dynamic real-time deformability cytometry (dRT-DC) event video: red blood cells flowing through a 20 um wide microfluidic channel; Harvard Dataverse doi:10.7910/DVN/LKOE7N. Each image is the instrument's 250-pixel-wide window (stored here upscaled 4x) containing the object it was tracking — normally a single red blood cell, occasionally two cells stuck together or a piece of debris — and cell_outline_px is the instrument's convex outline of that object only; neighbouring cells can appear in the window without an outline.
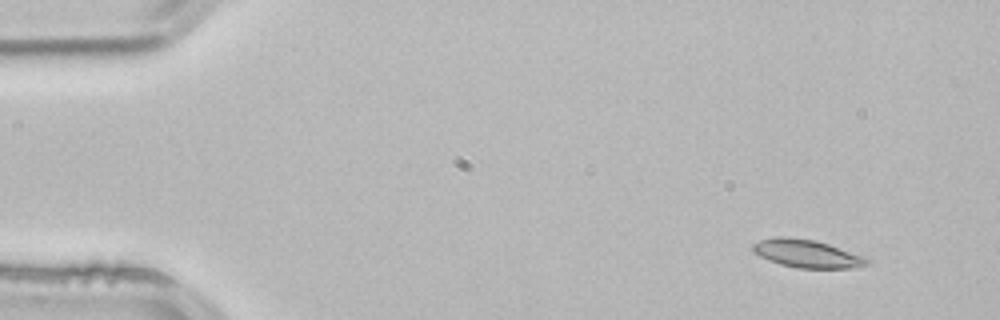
{"species": "common noctule bat (a hibernating species)", "species_latin": "Nyctalus noctula", "temperature_condition": "room temperature", "stored_images_in_passage": 3, "camera_frame_rate_fps": 3000, "um_per_image_px": 0.085, "animal": {"sex": "male", "body_mass_g": 21.5, "forearm_length_mm": 52.0}, "frame": {"image": 1, "passage_image": 1, "time_ms": 0.0, "image_size_px": [1000, 320], "cell_outline_px": [[868, 264], [856, 268], [796, 268], [780, 264], [768, 260], [752, 252], [752, 244], [760, 240], [780, 236], [812, 240], [828, 244], [860, 256], [868, 260]], "centroid_in_image_um": [68.51, 21.57], "position_along_channel_um": 16.5, "area_um2": 18.21}}
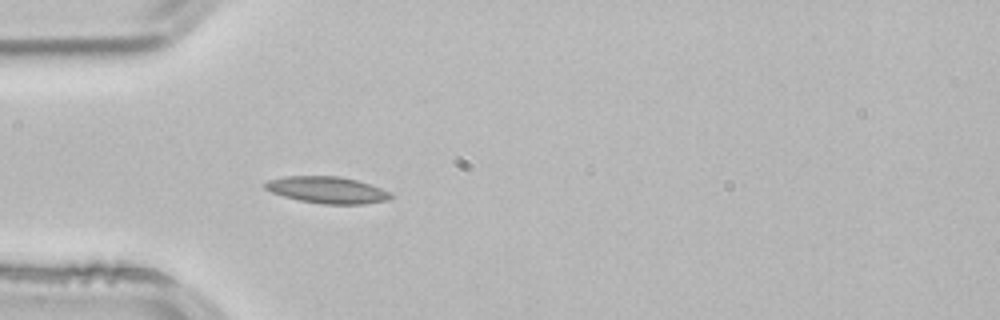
{"frame": {"image": 2, "passage_image": 3, "time_ms": 0.667, "image_size_px": [1000, 320], "cell_outline_px": [[392, 196], [388, 200], [364, 204], [324, 204], [300, 200], [284, 196], [272, 192], [264, 188], [264, 184], [268, 180], [284, 176], [340, 176], [356, 180], [392, 192]], "centroid_in_image_um": [27.82, 16.14], "position_along_channel_um": 57.2, "area_um2": 19.42}}